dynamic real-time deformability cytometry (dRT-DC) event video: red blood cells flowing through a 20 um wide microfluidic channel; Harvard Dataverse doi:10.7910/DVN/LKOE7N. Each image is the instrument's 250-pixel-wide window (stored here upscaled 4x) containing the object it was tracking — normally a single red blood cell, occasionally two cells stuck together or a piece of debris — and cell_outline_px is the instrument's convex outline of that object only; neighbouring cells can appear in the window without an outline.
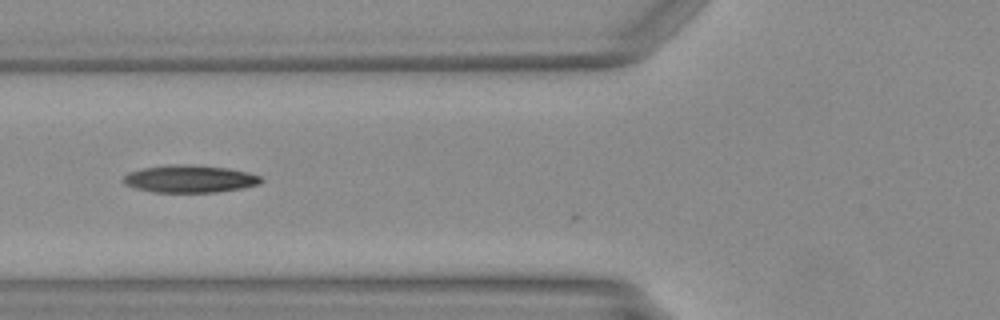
{"species": "Egyptian fruit bat (a non-hibernating species)", "species_latin": "Rousettus aegyptiacus", "temperature_condition": "warm", "stored_images_in_passage": 3, "camera_frame_rate_fps": 3000, "um_per_image_px": 0.085, "animal": {"sex": "female"}, "frame": {"image": 1, "passage_image": 2, "time_ms": 0.333, "image_size_px": [1000, 320], "cell_outline_px": [[264, 180], [260, 184], [244, 188], [216, 192], [152, 192], [136, 188], [124, 184], [124, 176], [128, 172], [144, 168], [172, 164], [184, 164], [228, 168], [248, 172], [260, 176]], "centroid_in_image_um": [16.16, 15.21], "position_along_channel_um": 109.6, "area_um2": 22.02}}